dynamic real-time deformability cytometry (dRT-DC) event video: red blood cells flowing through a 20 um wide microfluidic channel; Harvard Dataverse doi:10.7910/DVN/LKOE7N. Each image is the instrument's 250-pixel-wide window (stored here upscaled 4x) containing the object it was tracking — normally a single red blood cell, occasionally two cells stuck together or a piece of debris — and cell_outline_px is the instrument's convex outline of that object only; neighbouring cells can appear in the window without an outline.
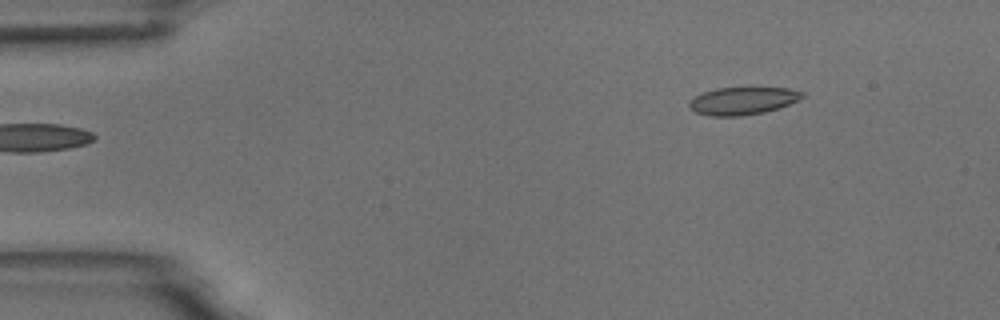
{"species": "common noctule bat (a hibernating species)", "species_latin": "Nyctalus noctula", "temperature_condition": "room temperature", "stored_images_in_passage": 5, "segment_of_instrument_passage": [2, 2], "camera_frame_rate_fps": 3000, "um_per_image_px": 0.085, "animal": {"sex": "male", "body_mass_g": 18.8}, "frame": {"image": 1, "passage_image": 5, "time_ms": 5.333, "image_size_px": [1000, 320], "cell_outline_px": [[804, 96], [800, 100], [764, 112], [740, 116], [708, 116], [696, 112], [688, 104], [688, 100], [704, 92], [716, 88], [788, 88], [804, 92]], "centroid_in_image_um": [63.12, 8.57], "position_along_channel_um": 21.9, "area_um2": 18.03}}